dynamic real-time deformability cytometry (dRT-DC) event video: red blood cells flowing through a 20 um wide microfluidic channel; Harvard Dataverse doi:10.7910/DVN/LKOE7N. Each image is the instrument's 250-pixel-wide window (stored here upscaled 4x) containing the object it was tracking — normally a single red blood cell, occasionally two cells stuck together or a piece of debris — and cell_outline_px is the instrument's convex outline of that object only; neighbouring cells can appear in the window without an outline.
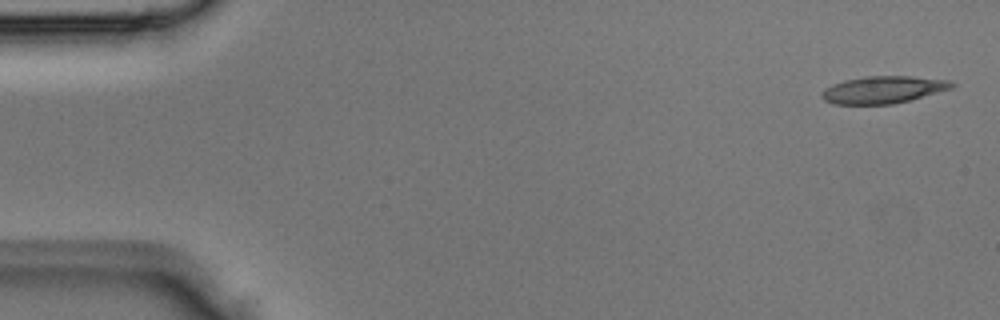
{"species": "Egyptian fruit bat (a non-hibernating species)", "species_latin": "Rousettus aegyptiacus", "temperature_condition": "room temperature", "stored_images_in_passage": 4, "camera_frame_rate_fps": 3000, "um_per_image_px": 0.085, "animal": {"sex": "male"}, "frame": {"image": 1, "passage_image": 1, "time_ms": 0.0, "image_size_px": [1000, 320], "cell_outline_px": [[956, 84], [952, 88], [908, 100], [892, 104], [832, 104], [824, 100], [820, 96], [820, 92], [824, 88], [832, 84], [844, 80], [864, 76], [912, 76], [948, 80]], "centroid_in_image_um": [75.01, 7.62], "position_along_channel_um": 10.0, "area_um2": 20.63}}
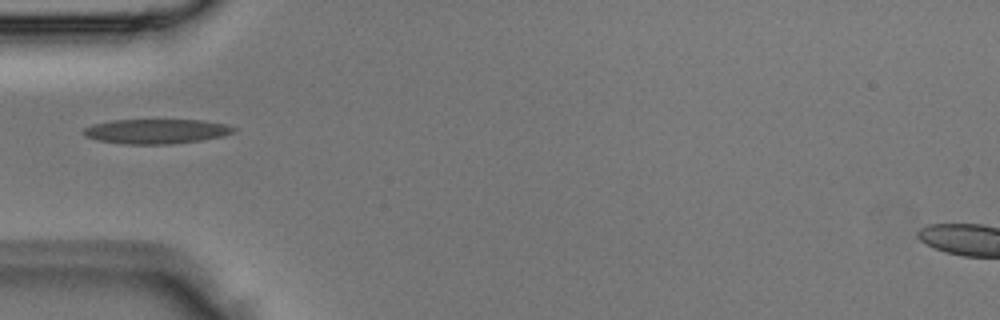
{"frame": {"image": 2, "passage_image": 4, "time_ms": 1.0, "image_size_px": [1000, 320], "cell_outline_px": [[236, 132], [224, 136], [200, 140], [172, 144], [124, 144], [96, 140], [80, 132], [84, 128], [92, 124], [112, 120], [204, 120], [224, 124], [236, 128]], "centroid_in_image_um": [13.28, 11.16], "position_along_channel_um": 71.7, "area_um2": 21.68}}